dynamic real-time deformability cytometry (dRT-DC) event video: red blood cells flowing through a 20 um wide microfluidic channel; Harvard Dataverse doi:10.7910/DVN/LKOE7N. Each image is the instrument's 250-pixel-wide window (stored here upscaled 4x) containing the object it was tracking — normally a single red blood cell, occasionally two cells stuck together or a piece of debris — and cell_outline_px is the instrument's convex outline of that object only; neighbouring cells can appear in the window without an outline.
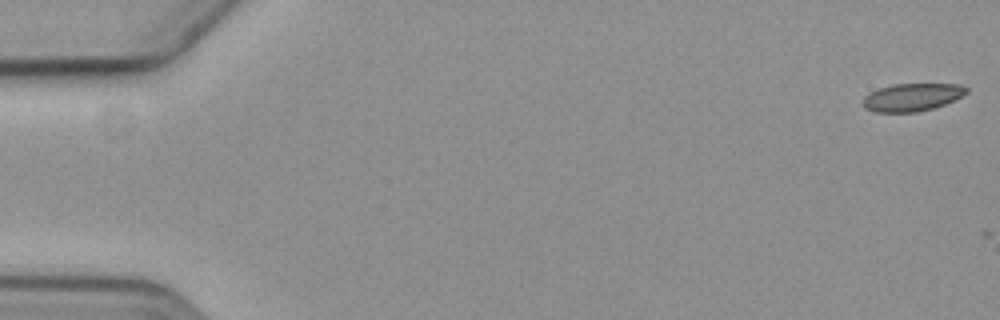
{"species": "common noctule bat (a hibernating species)", "species_latin": "Nyctalus noctula", "temperature_condition": "cold", "stored_images_in_passage": 4, "camera_frame_rate_fps": 3000, "um_per_image_px": 0.085, "animal": {"sex": "female", "body_mass_g": 19.3, "forearm_length_mm": 54.1}, "frame": {"image": 1, "passage_image": 1, "time_ms": 0.0, "image_size_px": [1000, 320], "cell_outline_px": [[968, 92], [944, 104], [932, 108], [916, 112], [876, 112], [864, 108], [864, 96], [880, 88], [892, 84], [960, 84], [968, 88]], "centroid_in_image_um": [77.52, 8.26], "position_along_channel_um": 7.5, "area_um2": 16.47}}